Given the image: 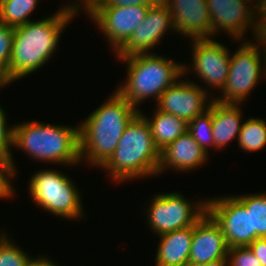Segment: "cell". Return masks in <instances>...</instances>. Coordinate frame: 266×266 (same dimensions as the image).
<instances>
[{"instance_id": "obj_1", "label": "cell", "mask_w": 266, "mask_h": 266, "mask_svg": "<svg viewBox=\"0 0 266 266\" xmlns=\"http://www.w3.org/2000/svg\"><path fill=\"white\" fill-rule=\"evenodd\" d=\"M53 14L14 28L8 85L41 69L50 60L61 34L77 15L70 5H62Z\"/></svg>"}, {"instance_id": "obj_2", "label": "cell", "mask_w": 266, "mask_h": 266, "mask_svg": "<svg viewBox=\"0 0 266 266\" xmlns=\"http://www.w3.org/2000/svg\"><path fill=\"white\" fill-rule=\"evenodd\" d=\"M138 113L139 110L115 90L79 124L80 161L102 167L113 155L126 126Z\"/></svg>"}, {"instance_id": "obj_3", "label": "cell", "mask_w": 266, "mask_h": 266, "mask_svg": "<svg viewBox=\"0 0 266 266\" xmlns=\"http://www.w3.org/2000/svg\"><path fill=\"white\" fill-rule=\"evenodd\" d=\"M161 151L156 146L151 128L138 113L126 126L113 155L101 167L113 182H127L139 177L156 176Z\"/></svg>"}, {"instance_id": "obj_4", "label": "cell", "mask_w": 266, "mask_h": 266, "mask_svg": "<svg viewBox=\"0 0 266 266\" xmlns=\"http://www.w3.org/2000/svg\"><path fill=\"white\" fill-rule=\"evenodd\" d=\"M13 146L42 163L64 166L81 163L79 125L75 128L36 120L25 121L14 125Z\"/></svg>"}, {"instance_id": "obj_5", "label": "cell", "mask_w": 266, "mask_h": 266, "mask_svg": "<svg viewBox=\"0 0 266 266\" xmlns=\"http://www.w3.org/2000/svg\"><path fill=\"white\" fill-rule=\"evenodd\" d=\"M117 59L127 63V78L115 90L137 110L149 97H154L157 102L168 87L190 72L186 64L176 63L156 53Z\"/></svg>"}, {"instance_id": "obj_6", "label": "cell", "mask_w": 266, "mask_h": 266, "mask_svg": "<svg viewBox=\"0 0 266 266\" xmlns=\"http://www.w3.org/2000/svg\"><path fill=\"white\" fill-rule=\"evenodd\" d=\"M31 199L44 211L66 220L84 216L80 192L69 176L62 171L40 170L29 180Z\"/></svg>"}, {"instance_id": "obj_7", "label": "cell", "mask_w": 266, "mask_h": 266, "mask_svg": "<svg viewBox=\"0 0 266 266\" xmlns=\"http://www.w3.org/2000/svg\"><path fill=\"white\" fill-rule=\"evenodd\" d=\"M252 42L244 40L236 52L231 54L226 85L221 91V97H213L216 101L241 105L259 80L266 76V51Z\"/></svg>"}, {"instance_id": "obj_8", "label": "cell", "mask_w": 266, "mask_h": 266, "mask_svg": "<svg viewBox=\"0 0 266 266\" xmlns=\"http://www.w3.org/2000/svg\"><path fill=\"white\" fill-rule=\"evenodd\" d=\"M150 203L148 226L158 236L193 226L207 213V199L191 202L179 192L158 193Z\"/></svg>"}, {"instance_id": "obj_9", "label": "cell", "mask_w": 266, "mask_h": 266, "mask_svg": "<svg viewBox=\"0 0 266 266\" xmlns=\"http://www.w3.org/2000/svg\"><path fill=\"white\" fill-rule=\"evenodd\" d=\"M207 213L221 227L229 248L252 243L251 209L234 195L207 199Z\"/></svg>"}, {"instance_id": "obj_10", "label": "cell", "mask_w": 266, "mask_h": 266, "mask_svg": "<svg viewBox=\"0 0 266 266\" xmlns=\"http://www.w3.org/2000/svg\"><path fill=\"white\" fill-rule=\"evenodd\" d=\"M149 6L93 7L86 14L107 38L115 53L145 19Z\"/></svg>"}, {"instance_id": "obj_11", "label": "cell", "mask_w": 266, "mask_h": 266, "mask_svg": "<svg viewBox=\"0 0 266 266\" xmlns=\"http://www.w3.org/2000/svg\"><path fill=\"white\" fill-rule=\"evenodd\" d=\"M224 44L213 38L192 39V71L207 84L221 92L229 74L231 54Z\"/></svg>"}, {"instance_id": "obj_12", "label": "cell", "mask_w": 266, "mask_h": 266, "mask_svg": "<svg viewBox=\"0 0 266 266\" xmlns=\"http://www.w3.org/2000/svg\"><path fill=\"white\" fill-rule=\"evenodd\" d=\"M208 92L193 80L180 78L166 89L156 106L159 110L173 114L189 123L208 109L213 99Z\"/></svg>"}, {"instance_id": "obj_13", "label": "cell", "mask_w": 266, "mask_h": 266, "mask_svg": "<svg viewBox=\"0 0 266 266\" xmlns=\"http://www.w3.org/2000/svg\"><path fill=\"white\" fill-rule=\"evenodd\" d=\"M172 15L168 7L160 1L149 7L145 19L135 29L127 42L115 53L116 58H125L136 54L153 53L167 31H175Z\"/></svg>"}, {"instance_id": "obj_14", "label": "cell", "mask_w": 266, "mask_h": 266, "mask_svg": "<svg viewBox=\"0 0 266 266\" xmlns=\"http://www.w3.org/2000/svg\"><path fill=\"white\" fill-rule=\"evenodd\" d=\"M206 2L212 23V38L218 32H225L234 40L242 42L249 28L254 33L256 11L246 2L241 0H206Z\"/></svg>"}, {"instance_id": "obj_15", "label": "cell", "mask_w": 266, "mask_h": 266, "mask_svg": "<svg viewBox=\"0 0 266 266\" xmlns=\"http://www.w3.org/2000/svg\"><path fill=\"white\" fill-rule=\"evenodd\" d=\"M172 15L174 30L186 38H212V23L206 0H161Z\"/></svg>"}, {"instance_id": "obj_16", "label": "cell", "mask_w": 266, "mask_h": 266, "mask_svg": "<svg viewBox=\"0 0 266 266\" xmlns=\"http://www.w3.org/2000/svg\"><path fill=\"white\" fill-rule=\"evenodd\" d=\"M228 250L221 227L206 213L193 225L189 266L227 259Z\"/></svg>"}, {"instance_id": "obj_17", "label": "cell", "mask_w": 266, "mask_h": 266, "mask_svg": "<svg viewBox=\"0 0 266 266\" xmlns=\"http://www.w3.org/2000/svg\"><path fill=\"white\" fill-rule=\"evenodd\" d=\"M208 157L209 154L187 131L161 150L157 175L163 174L168 168L176 172L185 171L187 173L204 165Z\"/></svg>"}, {"instance_id": "obj_18", "label": "cell", "mask_w": 266, "mask_h": 266, "mask_svg": "<svg viewBox=\"0 0 266 266\" xmlns=\"http://www.w3.org/2000/svg\"><path fill=\"white\" fill-rule=\"evenodd\" d=\"M193 226L159 235L155 266H189Z\"/></svg>"}, {"instance_id": "obj_19", "label": "cell", "mask_w": 266, "mask_h": 266, "mask_svg": "<svg viewBox=\"0 0 266 266\" xmlns=\"http://www.w3.org/2000/svg\"><path fill=\"white\" fill-rule=\"evenodd\" d=\"M239 104H227L212 99V129L214 149H223L239 137L243 114ZM242 122V123H241Z\"/></svg>"}, {"instance_id": "obj_20", "label": "cell", "mask_w": 266, "mask_h": 266, "mask_svg": "<svg viewBox=\"0 0 266 266\" xmlns=\"http://www.w3.org/2000/svg\"><path fill=\"white\" fill-rule=\"evenodd\" d=\"M141 111L139 110V113L149 123L154 142L160 151L188 131V123L186 121L173 114L159 110L157 107L155 114L151 118L146 117Z\"/></svg>"}, {"instance_id": "obj_21", "label": "cell", "mask_w": 266, "mask_h": 266, "mask_svg": "<svg viewBox=\"0 0 266 266\" xmlns=\"http://www.w3.org/2000/svg\"><path fill=\"white\" fill-rule=\"evenodd\" d=\"M39 0H2L0 7V22L16 28L25 25L30 15L38 6Z\"/></svg>"}, {"instance_id": "obj_22", "label": "cell", "mask_w": 266, "mask_h": 266, "mask_svg": "<svg viewBox=\"0 0 266 266\" xmlns=\"http://www.w3.org/2000/svg\"><path fill=\"white\" fill-rule=\"evenodd\" d=\"M238 147L248 152L259 151L266 146L265 118H252L244 120L239 137Z\"/></svg>"}, {"instance_id": "obj_23", "label": "cell", "mask_w": 266, "mask_h": 266, "mask_svg": "<svg viewBox=\"0 0 266 266\" xmlns=\"http://www.w3.org/2000/svg\"><path fill=\"white\" fill-rule=\"evenodd\" d=\"M246 209H251L252 242L266 238V193L234 195Z\"/></svg>"}, {"instance_id": "obj_24", "label": "cell", "mask_w": 266, "mask_h": 266, "mask_svg": "<svg viewBox=\"0 0 266 266\" xmlns=\"http://www.w3.org/2000/svg\"><path fill=\"white\" fill-rule=\"evenodd\" d=\"M188 132L203 150L209 154V147H214L212 129V101L208 109L188 123Z\"/></svg>"}, {"instance_id": "obj_25", "label": "cell", "mask_w": 266, "mask_h": 266, "mask_svg": "<svg viewBox=\"0 0 266 266\" xmlns=\"http://www.w3.org/2000/svg\"><path fill=\"white\" fill-rule=\"evenodd\" d=\"M0 266H29L32 257L24 252L10 236L0 232ZM9 237V238H8Z\"/></svg>"}, {"instance_id": "obj_26", "label": "cell", "mask_w": 266, "mask_h": 266, "mask_svg": "<svg viewBox=\"0 0 266 266\" xmlns=\"http://www.w3.org/2000/svg\"><path fill=\"white\" fill-rule=\"evenodd\" d=\"M14 28L0 22V86L8 85V67L12 54Z\"/></svg>"}, {"instance_id": "obj_27", "label": "cell", "mask_w": 266, "mask_h": 266, "mask_svg": "<svg viewBox=\"0 0 266 266\" xmlns=\"http://www.w3.org/2000/svg\"><path fill=\"white\" fill-rule=\"evenodd\" d=\"M3 87L0 86V90ZM5 110L0 106V155L9 157L11 160L12 168L17 173V167L15 166L14 157L12 155V148L13 147V128L12 126H7V117H6Z\"/></svg>"}, {"instance_id": "obj_28", "label": "cell", "mask_w": 266, "mask_h": 266, "mask_svg": "<svg viewBox=\"0 0 266 266\" xmlns=\"http://www.w3.org/2000/svg\"><path fill=\"white\" fill-rule=\"evenodd\" d=\"M16 176L9 157L0 155V199L12 198L16 191L11 179Z\"/></svg>"}, {"instance_id": "obj_29", "label": "cell", "mask_w": 266, "mask_h": 266, "mask_svg": "<svg viewBox=\"0 0 266 266\" xmlns=\"http://www.w3.org/2000/svg\"><path fill=\"white\" fill-rule=\"evenodd\" d=\"M227 259L228 266H263L248 246L229 248Z\"/></svg>"}, {"instance_id": "obj_30", "label": "cell", "mask_w": 266, "mask_h": 266, "mask_svg": "<svg viewBox=\"0 0 266 266\" xmlns=\"http://www.w3.org/2000/svg\"><path fill=\"white\" fill-rule=\"evenodd\" d=\"M161 0H102L94 7H123L132 5L155 6Z\"/></svg>"}, {"instance_id": "obj_31", "label": "cell", "mask_w": 266, "mask_h": 266, "mask_svg": "<svg viewBox=\"0 0 266 266\" xmlns=\"http://www.w3.org/2000/svg\"><path fill=\"white\" fill-rule=\"evenodd\" d=\"M254 41L256 45L261 47L266 51V19H256L255 21V31L253 33Z\"/></svg>"}, {"instance_id": "obj_32", "label": "cell", "mask_w": 266, "mask_h": 266, "mask_svg": "<svg viewBox=\"0 0 266 266\" xmlns=\"http://www.w3.org/2000/svg\"><path fill=\"white\" fill-rule=\"evenodd\" d=\"M248 247L262 265L266 266V238H257Z\"/></svg>"}, {"instance_id": "obj_33", "label": "cell", "mask_w": 266, "mask_h": 266, "mask_svg": "<svg viewBox=\"0 0 266 266\" xmlns=\"http://www.w3.org/2000/svg\"><path fill=\"white\" fill-rule=\"evenodd\" d=\"M79 0L73 1L76 3L71 2L72 4L68 3L70 7L75 11L76 14L80 13V10H84L83 12L86 11V13L93 8L97 3L101 2L102 0Z\"/></svg>"}, {"instance_id": "obj_34", "label": "cell", "mask_w": 266, "mask_h": 266, "mask_svg": "<svg viewBox=\"0 0 266 266\" xmlns=\"http://www.w3.org/2000/svg\"><path fill=\"white\" fill-rule=\"evenodd\" d=\"M57 263H54L53 260H49L46 256H39L33 258L29 266H58Z\"/></svg>"}, {"instance_id": "obj_35", "label": "cell", "mask_w": 266, "mask_h": 266, "mask_svg": "<svg viewBox=\"0 0 266 266\" xmlns=\"http://www.w3.org/2000/svg\"><path fill=\"white\" fill-rule=\"evenodd\" d=\"M256 19H266V0H263L261 6L256 10Z\"/></svg>"}, {"instance_id": "obj_36", "label": "cell", "mask_w": 266, "mask_h": 266, "mask_svg": "<svg viewBox=\"0 0 266 266\" xmlns=\"http://www.w3.org/2000/svg\"><path fill=\"white\" fill-rule=\"evenodd\" d=\"M196 266H228V259H218L216 261L208 262Z\"/></svg>"}, {"instance_id": "obj_37", "label": "cell", "mask_w": 266, "mask_h": 266, "mask_svg": "<svg viewBox=\"0 0 266 266\" xmlns=\"http://www.w3.org/2000/svg\"><path fill=\"white\" fill-rule=\"evenodd\" d=\"M246 2L248 5H250L252 7V9H254L255 11L261 6V3L263 2V0H241ZM251 1V2H250ZM251 3V4H249Z\"/></svg>"}]
</instances>
